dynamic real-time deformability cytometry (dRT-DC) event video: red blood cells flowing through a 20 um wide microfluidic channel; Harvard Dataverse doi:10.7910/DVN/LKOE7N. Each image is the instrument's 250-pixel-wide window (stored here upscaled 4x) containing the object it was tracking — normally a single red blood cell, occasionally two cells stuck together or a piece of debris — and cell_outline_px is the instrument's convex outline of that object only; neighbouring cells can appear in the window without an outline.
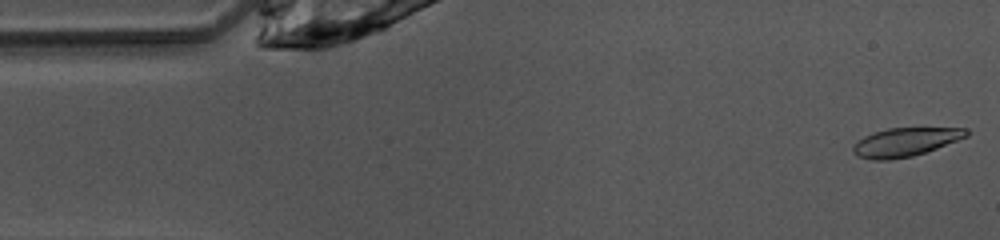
{"species": "common noctule bat (a hibernating species)", "species_latin": "Nyctalus noctula", "temperature_condition": "warm", "stored_images_in_passage": 47, "camera_frame_rate_fps": 3000, "um_per_image_px": 0.085, "animal": {"sex": "female", "body_mass_g": 10.0, "forearm_length_mm": 53.1}, "frame": {"image": 1, "passage_image": 1, "time_ms": 0.0, "image_size_px": [1000, 240], "cell_outline_px": [[972, 132], [968, 136], [936, 148], [912, 156], [888, 160], [872, 160], [856, 156], [852, 152], [852, 144], [864, 136], [872, 132], [888, 128], [968, 128]], "centroid_in_image_um": [76.91, 12.07], "position_along_channel_um": 8.1, "area_um2": 19.02}}
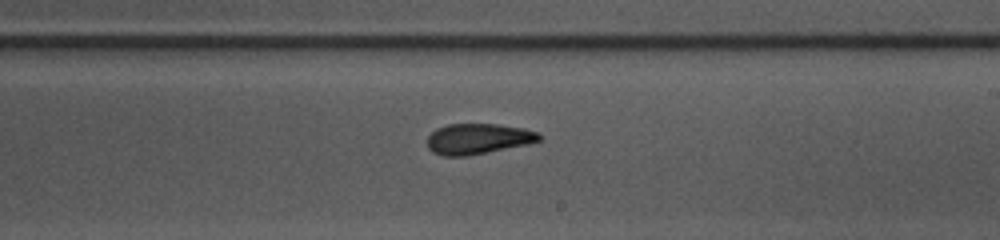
{"frame": {"image": 2, "passage_image": 26, "time_ms": 8.333, "image_size_px": [1000, 240], "cell_outline_px": [[544, 140], [528, 144], [468, 156], [444, 156], [432, 152], [428, 148], [428, 136], [436, 128], [448, 124], [500, 124], [524, 128], [540, 132], [544, 136]], "centroid_in_image_um": [40.7, 11.79], "position_along_channel_um": 248.3, "area_um2": 20.29}}
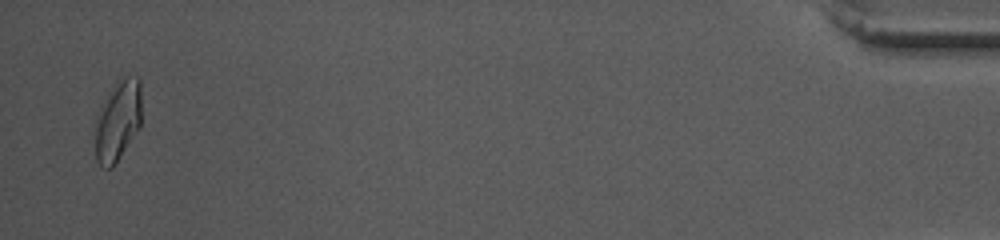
{"frame": {"image": 3, "passage_image": 46, "time_ms": 15.0, "image_size_px": [1000, 240], "cell_outline_px": [[140, 128], [112, 168], [100, 168], [96, 160], [96, 116], [108, 92], [120, 76], [140, 76]], "centroid_in_image_um": [10.02, 10.24], "position_along_channel_um": 425.2, "area_um2": 21.96}, "authors_computed_cell_mechanics": {"area_um2": 20.1144, "velocity_mm_per_s": 4.0854, "shape_relaxation_time_tau1_ms": 6.8629, "shape_relaxation_time_tau2_ms": 1.4423, "deformation_change_tau1": 0.2012, "deformation_change_tau2": 0.092}}